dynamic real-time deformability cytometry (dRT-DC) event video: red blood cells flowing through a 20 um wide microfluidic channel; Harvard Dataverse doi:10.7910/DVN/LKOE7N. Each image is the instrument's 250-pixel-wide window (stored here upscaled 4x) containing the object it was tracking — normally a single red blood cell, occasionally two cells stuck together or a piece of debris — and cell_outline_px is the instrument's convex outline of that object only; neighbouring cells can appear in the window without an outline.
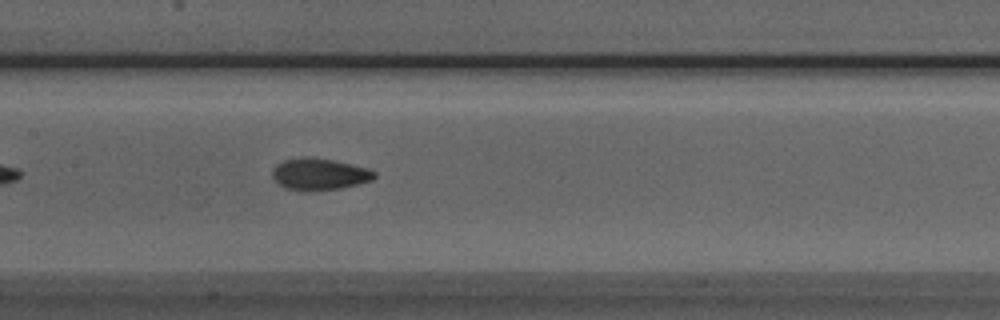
{"species": "Egyptian fruit bat (a non-hibernating species)", "species_latin": "Rousettus aegyptiacus", "temperature_condition": "room temperature", "stored_images_in_passage": 39, "camera_frame_rate_fps": 3000, "um_per_image_px": 0.085, "animal": {"sex": "male"}, "frame": {"image": 1, "passage_image": 11, "time_ms": 3.333, "image_size_px": [1000, 320], "cell_outline_px": [[376, 176], [372, 180], [340, 188], [308, 192], [300, 192], [288, 188], [280, 184], [272, 176], [272, 168], [276, 164], [284, 160], [304, 156], [308, 156], [332, 160], [368, 168], [376, 172]], "centroid_in_image_um": [27.12, 14.8], "position_along_channel_um": 180.3, "area_um2": 18.96}}
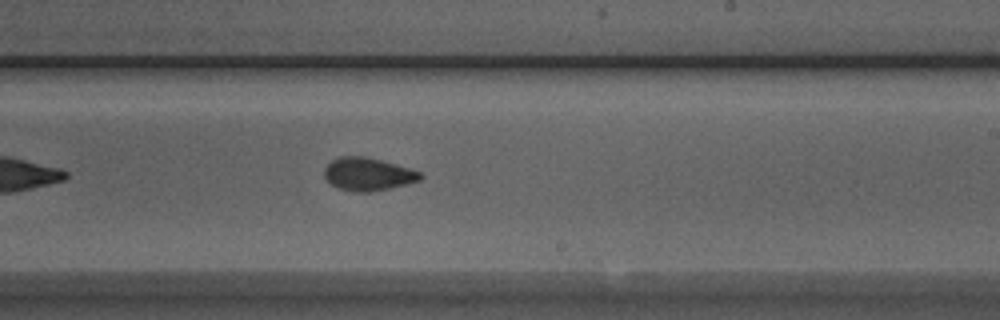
{"frame": {"image": 2, "passage_image": 17, "time_ms": 5.333, "image_size_px": [1000, 320], "cell_outline_px": [[424, 176], [420, 180], [372, 192], [356, 192], [336, 188], [324, 176], [324, 168], [332, 160], [340, 156], [364, 156], [380, 160], [408, 168], [420, 172]], "centroid_in_image_um": [31.24, 14.8], "position_along_channel_um": 257.8, "area_um2": 18.21}}
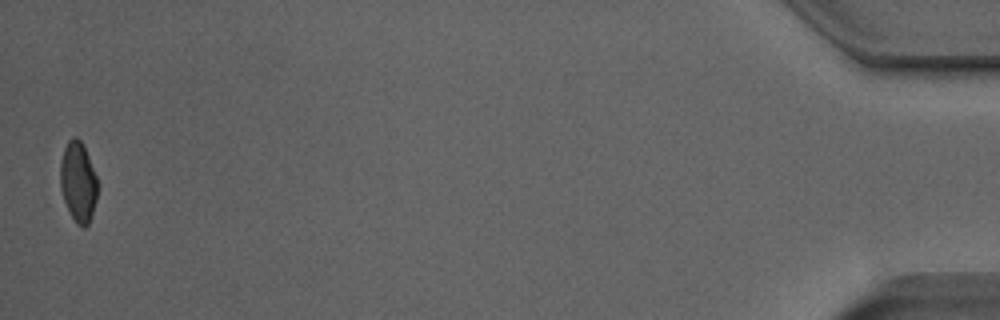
{"frame": {"image": 3, "passage_image": 38, "time_ms": 12.333, "image_size_px": [1000, 320], "cell_outline_px": [[96, 200], [92, 216], [88, 224], [84, 228], [76, 224], [64, 200], [60, 188], [60, 160], [64, 148], [68, 140], [72, 136], [76, 136], [84, 144], [96, 176]], "centroid_in_image_um": [6.63, 15.43], "position_along_channel_um": 428.6, "area_um2": 17.46}, "authors_computed_cell_mechanics": {"area_um2": 18.2648, "velocity_mm_per_s": 3.8926, "shape_relaxation_time_tau1_ms": 5.5077, "shape_relaxation_time_tau2_ms": 2.1901, "deformation_change_tau1": 0.1558, "deformation_change_tau2": 0.0626}}